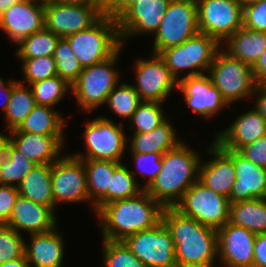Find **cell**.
Here are the masks:
<instances>
[{"mask_svg": "<svg viewBox=\"0 0 266 267\" xmlns=\"http://www.w3.org/2000/svg\"><path fill=\"white\" fill-rule=\"evenodd\" d=\"M221 267H253L256 234L231 223L217 230Z\"/></svg>", "mask_w": 266, "mask_h": 267, "instance_id": "cell-18", "label": "cell"}, {"mask_svg": "<svg viewBox=\"0 0 266 267\" xmlns=\"http://www.w3.org/2000/svg\"><path fill=\"white\" fill-rule=\"evenodd\" d=\"M163 104L162 102L142 101L128 122L131 132L147 133L163 123L167 119Z\"/></svg>", "mask_w": 266, "mask_h": 267, "instance_id": "cell-38", "label": "cell"}, {"mask_svg": "<svg viewBox=\"0 0 266 267\" xmlns=\"http://www.w3.org/2000/svg\"><path fill=\"white\" fill-rule=\"evenodd\" d=\"M240 2V4L242 5V7H245L249 4L255 3V2H259L262 0H238Z\"/></svg>", "mask_w": 266, "mask_h": 267, "instance_id": "cell-56", "label": "cell"}, {"mask_svg": "<svg viewBox=\"0 0 266 267\" xmlns=\"http://www.w3.org/2000/svg\"><path fill=\"white\" fill-rule=\"evenodd\" d=\"M104 267H146L123 241L102 239Z\"/></svg>", "mask_w": 266, "mask_h": 267, "instance_id": "cell-40", "label": "cell"}, {"mask_svg": "<svg viewBox=\"0 0 266 267\" xmlns=\"http://www.w3.org/2000/svg\"><path fill=\"white\" fill-rule=\"evenodd\" d=\"M162 222L175 244L177 267H219L217 230L202 225L174 208H164ZM217 259V260H216Z\"/></svg>", "mask_w": 266, "mask_h": 267, "instance_id": "cell-1", "label": "cell"}, {"mask_svg": "<svg viewBox=\"0 0 266 267\" xmlns=\"http://www.w3.org/2000/svg\"><path fill=\"white\" fill-rule=\"evenodd\" d=\"M266 135V119L253 107L239 115L228 128L215 134L214 143L220 149L240 151Z\"/></svg>", "mask_w": 266, "mask_h": 267, "instance_id": "cell-23", "label": "cell"}, {"mask_svg": "<svg viewBox=\"0 0 266 267\" xmlns=\"http://www.w3.org/2000/svg\"><path fill=\"white\" fill-rule=\"evenodd\" d=\"M18 195L17 187L0 185V225L8 222Z\"/></svg>", "mask_w": 266, "mask_h": 267, "instance_id": "cell-45", "label": "cell"}, {"mask_svg": "<svg viewBox=\"0 0 266 267\" xmlns=\"http://www.w3.org/2000/svg\"><path fill=\"white\" fill-rule=\"evenodd\" d=\"M65 138V135H40L17 129L7 135V140L36 165L53 164L59 159L63 155Z\"/></svg>", "mask_w": 266, "mask_h": 267, "instance_id": "cell-21", "label": "cell"}, {"mask_svg": "<svg viewBox=\"0 0 266 267\" xmlns=\"http://www.w3.org/2000/svg\"><path fill=\"white\" fill-rule=\"evenodd\" d=\"M124 122L116 124L107 116H98L87 120L83 139L86 153H73L81 160H102L122 163L125 149L128 147V136L125 133ZM128 140V141H127Z\"/></svg>", "mask_w": 266, "mask_h": 267, "instance_id": "cell-7", "label": "cell"}, {"mask_svg": "<svg viewBox=\"0 0 266 267\" xmlns=\"http://www.w3.org/2000/svg\"><path fill=\"white\" fill-rule=\"evenodd\" d=\"M221 45L231 57L253 67L266 48V32L242 27Z\"/></svg>", "mask_w": 266, "mask_h": 267, "instance_id": "cell-27", "label": "cell"}, {"mask_svg": "<svg viewBox=\"0 0 266 267\" xmlns=\"http://www.w3.org/2000/svg\"><path fill=\"white\" fill-rule=\"evenodd\" d=\"M45 2H56L66 5L101 4V0H46Z\"/></svg>", "mask_w": 266, "mask_h": 267, "instance_id": "cell-52", "label": "cell"}, {"mask_svg": "<svg viewBox=\"0 0 266 267\" xmlns=\"http://www.w3.org/2000/svg\"><path fill=\"white\" fill-rule=\"evenodd\" d=\"M187 142L162 155V169L147 193L163 208H173L183 194L199 180L202 155Z\"/></svg>", "mask_w": 266, "mask_h": 267, "instance_id": "cell-3", "label": "cell"}, {"mask_svg": "<svg viewBox=\"0 0 266 267\" xmlns=\"http://www.w3.org/2000/svg\"><path fill=\"white\" fill-rule=\"evenodd\" d=\"M252 72L257 85L266 84V48L252 67Z\"/></svg>", "mask_w": 266, "mask_h": 267, "instance_id": "cell-49", "label": "cell"}, {"mask_svg": "<svg viewBox=\"0 0 266 267\" xmlns=\"http://www.w3.org/2000/svg\"><path fill=\"white\" fill-rule=\"evenodd\" d=\"M87 175L88 195L96 212L105 204H108V189L114 169L119 162L102 160H83Z\"/></svg>", "mask_w": 266, "mask_h": 267, "instance_id": "cell-29", "label": "cell"}, {"mask_svg": "<svg viewBox=\"0 0 266 267\" xmlns=\"http://www.w3.org/2000/svg\"><path fill=\"white\" fill-rule=\"evenodd\" d=\"M170 119L147 133H133L128 142L130 153H165L178 147L182 142L179 139L176 127L173 126Z\"/></svg>", "mask_w": 266, "mask_h": 267, "instance_id": "cell-26", "label": "cell"}, {"mask_svg": "<svg viewBox=\"0 0 266 267\" xmlns=\"http://www.w3.org/2000/svg\"><path fill=\"white\" fill-rule=\"evenodd\" d=\"M138 0H101L103 15L117 19L132 3Z\"/></svg>", "mask_w": 266, "mask_h": 267, "instance_id": "cell-47", "label": "cell"}, {"mask_svg": "<svg viewBox=\"0 0 266 267\" xmlns=\"http://www.w3.org/2000/svg\"><path fill=\"white\" fill-rule=\"evenodd\" d=\"M29 86L36 105L50 106L53 108L69 94V91H72L71 85L58 75L31 83Z\"/></svg>", "mask_w": 266, "mask_h": 267, "instance_id": "cell-37", "label": "cell"}, {"mask_svg": "<svg viewBox=\"0 0 266 267\" xmlns=\"http://www.w3.org/2000/svg\"><path fill=\"white\" fill-rule=\"evenodd\" d=\"M133 68L136 82L132 85L141 101L164 103L172 90L178 88L177 80L158 54L151 53L145 59L137 58Z\"/></svg>", "mask_w": 266, "mask_h": 267, "instance_id": "cell-14", "label": "cell"}, {"mask_svg": "<svg viewBox=\"0 0 266 267\" xmlns=\"http://www.w3.org/2000/svg\"><path fill=\"white\" fill-rule=\"evenodd\" d=\"M171 0H138L116 19L122 46L137 35H154Z\"/></svg>", "mask_w": 266, "mask_h": 267, "instance_id": "cell-16", "label": "cell"}, {"mask_svg": "<svg viewBox=\"0 0 266 267\" xmlns=\"http://www.w3.org/2000/svg\"><path fill=\"white\" fill-rule=\"evenodd\" d=\"M56 215L52 208L18 195L11 216L5 225L19 234L22 232L29 235L47 233L58 227Z\"/></svg>", "mask_w": 266, "mask_h": 267, "instance_id": "cell-22", "label": "cell"}, {"mask_svg": "<svg viewBox=\"0 0 266 267\" xmlns=\"http://www.w3.org/2000/svg\"><path fill=\"white\" fill-rule=\"evenodd\" d=\"M243 27L266 32V0L243 7Z\"/></svg>", "mask_w": 266, "mask_h": 267, "instance_id": "cell-44", "label": "cell"}, {"mask_svg": "<svg viewBox=\"0 0 266 267\" xmlns=\"http://www.w3.org/2000/svg\"><path fill=\"white\" fill-rule=\"evenodd\" d=\"M53 107L36 105L17 128L20 132L40 135H66V118Z\"/></svg>", "mask_w": 266, "mask_h": 267, "instance_id": "cell-31", "label": "cell"}, {"mask_svg": "<svg viewBox=\"0 0 266 267\" xmlns=\"http://www.w3.org/2000/svg\"><path fill=\"white\" fill-rule=\"evenodd\" d=\"M51 183L55 210L60 203L88 202L95 213V206L90 202L88 195L83 160L64 153L52 164Z\"/></svg>", "mask_w": 266, "mask_h": 267, "instance_id": "cell-11", "label": "cell"}, {"mask_svg": "<svg viewBox=\"0 0 266 267\" xmlns=\"http://www.w3.org/2000/svg\"><path fill=\"white\" fill-rule=\"evenodd\" d=\"M22 62L21 73L23 79L18 80L20 83H31L57 76L56 62L53 56H42L35 58H18Z\"/></svg>", "mask_w": 266, "mask_h": 267, "instance_id": "cell-41", "label": "cell"}, {"mask_svg": "<svg viewBox=\"0 0 266 267\" xmlns=\"http://www.w3.org/2000/svg\"><path fill=\"white\" fill-rule=\"evenodd\" d=\"M253 267H266V234L256 235Z\"/></svg>", "mask_w": 266, "mask_h": 267, "instance_id": "cell-48", "label": "cell"}, {"mask_svg": "<svg viewBox=\"0 0 266 267\" xmlns=\"http://www.w3.org/2000/svg\"><path fill=\"white\" fill-rule=\"evenodd\" d=\"M52 164L35 165L28 172L17 189L19 195L34 203L52 208L55 211L51 183Z\"/></svg>", "mask_w": 266, "mask_h": 267, "instance_id": "cell-28", "label": "cell"}, {"mask_svg": "<svg viewBox=\"0 0 266 267\" xmlns=\"http://www.w3.org/2000/svg\"><path fill=\"white\" fill-rule=\"evenodd\" d=\"M123 242L146 267H177L175 244L162 221L154 228L129 236Z\"/></svg>", "mask_w": 266, "mask_h": 267, "instance_id": "cell-13", "label": "cell"}, {"mask_svg": "<svg viewBox=\"0 0 266 267\" xmlns=\"http://www.w3.org/2000/svg\"><path fill=\"white\" fill-rule=\"evenodd\" d=\"M0 267H29L25 255L9 262L0 263Z\"/></svg>", "mask_w": 266, "mask_h": 267, "instance_id": "cell-53", "label": "cell"}, {"mask_svg": "<svg viewBox=\"0 0 266 267\" xmlns=\"http://www.w3.org/2000/svg\"><path fill=\"white\" fill-rule=\"evenodd\" d=\"M21 0H0V16L13 4L20 2Z\"/></svg>", "mask_w": 266, "mask_h": 267, "instance_id": "cell-54", "label": "cell"}, {"mask_svg": "<svg viewBox=\"0 0 266 267\" xmlns=\"http://www.w3.org/2000/svg\"><path fill=\"white\" fill-rule=\"evenodd\" d=\"M15 80L11 78H8L6 82L3 78L0 76V96L3 97V104H2V110L3 112L6 111L7 105L9 103L11 94H12V84Z\"/></svg>", "mask_w": 266, "mask_h": 267, "instance_id": "cell-51", "label": "cell"}, {"mask_svg": "<svg viewBox=\"0 0 266 267\" xmlns=\"http://www.w3.org/2000/svg\"><path fill=\"white\" fill-rule=\"evenodd\" d=\"M222 98L231 107L245 98H253L257 86L252 67L220 49L207 73Z\"/></svg>", "mask_w": 266, "mask_h": 267, "instance_id": "cell-8", "label": "cell"}, {"mask_svg": "<svg viewBox=\"0 0 266 267\" xmlns=\"http://www.w3.org/2000/svg\"><path fill=\"white\" fill-rule=\"evenodd\" d=\"M123 163H119L114 169L108 189V203L137 196L144 190L137 181L135 171L128 169L129 167Z\"/></svg>", "mask_w": 266, "mask_h": 267, "instance_id": "cell-36", "label": "cell"}, {"mask_svg": "<svg viewBox=\"0 0 266 267\" xmlns=\"http://www.w3.org/2000/svg\"><path fill=\"white\" fill-rule=\"evenodd\" d=\"M60 37L46 28L22 39L15 50L16 58L53 56Z\"/></svg>", "mask_w": 266, "mask_h": 267, "instance_id": "cell-34", "label": "cell"}, {"mask_svg": "<svg viewBox=\"0 0 266 267\" xmlns=\"http://www.w3.org/2000/svg\"><path fill=\"white\" fill-rule=\"evenodd\" d=\"M198 29L223 44L243 27V7L238 0H196Z\"/></svg>", "mask_w": 266, "mask_h": 267, "instance_id": "cell-12", "label": "cell"}, {"mask_svg": "<svg viewBox=\"0 0 266 267\" xmlns=\"http://www.w3.org/2000/svg\"><path fill=\"white\" fill-rule=\"evenodd\" d=\"M211 145V146H210ZM205 150L209 160H201L199 181L212 191L229 198L236 174L233 161L213 142Z\"/></svg>", "mask_w": 266, "mask_h": 267, "instance_id": "cell-24", "label": "cell"}, {"mask_svg": "<svg viewBox=\"0 0 266 267\" xmlns=\"http://www.w3.org/2000/svg\"><path fill=\"white\" fill-rule=\"evenodd\" d=\"M45 28L44 1L22 0L0 16V30L14 44Z\"/></svg>", "mask_w": 266, "mask_h": 267, "instance_id": "cell-17", "label": "cell"}, {"mask_svg": "<svg viewBox=\"0 0 266 267\" xmlns=\"http://www.w3.org/2000/svg\"><path fill=\"white\" fill-rule=\"evenodd\" d=\"M35 165L6 140L0 160V185L18 187L25 175Z\"/></svg>", "mask_w": 266, "mask_h": 267, "instance_id": "cell-33", "label": "cell"}, {"mask_svg": "<svg viewBox=\"0 0 266 267\" xmlns=\"http://www.w3.org/2000/svg\"><path fill=\"white\" fill-rule=\"evenodd\" d=\"M177 89L183 93L185 105L204 118L217 116L224 108L231 109L207 73L181 78Z\"/></svg>", "mask_w": 266, "mask_h": 267, "instance_id": "cell-19", "label": "cell"}, {"mask_svg": "<svg viewBox=\"0 0 266 267\" xmlns=\"http://www.w3.org/2000/svg\"><path fill=\"white\" fill-rule=\"evenodd\" d=\"M66 39L83 68L105 61L122 47L117 21L106 15Z\"/></svg>", "mask_w": 266, "mask_h": 267, "instance_id": "cell-5", "label": "cell"}, {"mask_svg": "<svg viewBox=\"0 0 266 267\" xmlns=\"http://www.w3.org/2000/svg\"><path fill=\"white\" fill-rule=\"evenodd\" d=\"M221 47L216 39L199 32L182 44L163 50L159 55L165 61L171 75L179 82L181 78L208 73ZM186 70L189 72L180 78Z\"/></svg>", "mask_w": 266, "mask_h": 267, "instance_id": "cell-6", "label": "cell"}, {"mask_svg": "<svg viewBox=\"0 0 266 267\" xmlns=\"http://www.w3.org/2000/svg\"><path fill=\"white\" fill-rule=\"evenodd\" d=\"M53 58L56 62L58 76L72 85L80 76L83 67L66 38L59 39Z\"/></svg>", "mask_w": 266, "mask_h": 267, "instance_id": "cell-39", "label": "cell"}, {"mask_svg": "<svg viewBox=\"0 0 266 267\" xmlns=\"http://www.w3.org/2000/svg\"><path fill=\"white\" fill-rule=\"evenodd\" d=\"M123 47L105 61L84 67L71 85V94L76 98L78 111L90 113L105 105L109 93L121 82V73L116 64Z\"/></svg>", "mask_w": 266, "mask_h": 267, "instance_id": "cell-4", "label": "cell"}, {"mask_svg": "<svg viewBox=\"0 0 266 267\" xmlns=\"http://www.w3.org/2000/svg\"><path fill=\"white\" fill-rule=\"evenodd\" d=\"M163 207L146 190L137 196L103 205L96 216L102 239L124 241L162 221Z\"/></svg>", "mask_w": 266, "mask_h": 267, "instance_id": "cell-2", "label": "cell"}, {"mask_svg": "<svg viewBox=\"0 0 266 267\" xmlns=\"http://www.w3.org/2000/svg\"><path fill=\"white\" fill-rule=\"evenodd\" d=\"M59 233L58 228H55L47 233L29 235L24 248L29 267H62L65 240L62 233Z\"/></svg>", "mask_w": 266, "mask_h": 267, "instance_id": "cell-25", "label": "cell"}, {"mask_svg": "<svg viewBox=\"0 0 266 267\" xmlns=\"http://www.w3.org/2000/svg\"><path fill=\"white\" fill-rule=\"evenodd\" d=\"M162 155L163 153H131V157L135 167L136 172L142 174L141 176H146V181L142 188L145 190L148 188L153 181L156 179L158 173L162 169Z\"/></svg>", "mask_w": 266, "mask_h": 267, "instance_id": "cell-43", "label": "cell"}, {"mask_svg": "<svg viewBox=\"0 0 266 267\" xmlns=\"http://www.w3.org/2000/svg\"><path fill=\"white\" fill-rule=\"evenodd\" d=\"M253 96L256 99L254 108L266 119V84L257 85Z\"/></svg>", "mask_w": 266, "mask_h": 267, "instance_id": "cell-50", "label": "cell"}, {"mask_svg": "<svg viewBox=\"0 0 266 267\" xmlns=\"http://www.w3.org/2000/svg\"><path fill=\"white\" fill-rule=\"evenodd\" d=\"M230 202L197 180L173 207L180 214L218 230L228 223Z\"/></svg>", "mask_w": 266, "mask_h": 267, "instance_id": "cell-10", "label": "cell"}, {"mask_svg": "<svg viewBox=\"0 0 266 267\" xmlns=\"http://www.w3.org/2000/svg\"><path fill=\"white\" fill-rule=\"evenodd\" d=\"M239 153L259 167L266 168V135L244 146Z\"/></svg>", "mask_w": 266, "mask_h": 267, "instance_id": "cell-46", "label": "cell"}, {"mask_svg": "<svg viewBox=\"0 0 266 267\" xmlns=\"http://www.w3.org/2000/svg\"><path fill=\"white\" fill-rule=\"evenodd\" d=\"M6 140H7V135L1 132L0 133V160L3 154V147H4V143Z\"/></svg>", "mask_w": 266, "mask_h": 267, "instance_id": "cell-55", "label": "cell"}, {"mask_svg": "<svg viewBox=\"0 0 266 267\" xmlns=\"http://www.w3.org/2000/svg\"><path fill=\"white\" fill-rule=\"evenodd\" d=\"M228 223L244 227L254 234H266V198L232 203Z\"/></svg>", "mask_w": 266, "mask_h": 267, "instance_id": "cell-30", "label": "cell"}, {"mask_svg": "<svg viewBox=\"0 0 266 267\" xmlns=\"http://www.w3.org/2000/svg\"><path fill=\"white\" fill-rule=\"evenodd\" d=\"M199 33L196 0H171L154 34L152 52L178 46Z\"/></svg>", "mask_w": 266, "mask_h": 267, "instance_id": "cell-9", "label": "cell"}, {"mask_svg": "<svg viewBox=\"0 0 266 267\" xmlns=\"http://www.w3.org/2000/svg\"><path fill=\"white\" fill-rule=\"evenodd\" d=\"M221 150L233 161L236 174V180L228 198L230 204L266 198V168L247 160L238 151Z\"/></svg>", "mask_w": 266, "mask_h": 267, "instance_id": "cell-20", "label": "cell"}, {"mask_svg": "<svg viewBox=\"0 0 266 267\" xmlns=\"http://www.w3.org/2000/svg\"><path fill=\"white\" fill-rule=\"evenodd\" d=\"M35 106L36 101L30 86L16 79L12 84V94L7 109L3 113L5 129L8 132L17 129Z\"/></svg>", "mask_w": 266, "mask_h": 267, "instance_id": "cell-32", "label": "cell"}, {"mask_svg": "<svg viewBox=\"0 0 266 267\" xmlns=\"http://www.w3.org/2000/svg\"><path fill=\"white\" fill-rule=\"evenodd\" d=\"M139 94L129 83L120 82L108 95L105 105L122 119L128 122L141 103Z\"/></svg>", "mask_w": 266, "mask_h": 267, "instance_id": "cell-35", "label": "cell"}, {"mask_svg": "<svg viewBox=\"0 0 266 267\" xmlns=\"http://www.w3.org/2000/svg\"><path fill=\"white\" fill-rule=\"evenodd\" d=\"M25 237L6 225H0V263L24 256Z\"/></svg>", "mask_w": 266, "mask_h": 267, "instance_id": "cell-42", "label": "cell"}, {"mask_svg": "<svg viewBox=\"0 0 266 267\" xmlns=\"http://www.w3.org/2000/svg\"><path fill=\"white\" fill-rule=\"evenodd\" d=\"M45 28L66 38L92 26L103 14L101 4L66 5L44 2Z\"/></svg>", "mask_w": 266, "mask_h": 267, "instance_id": "cell-15", "label": "cell"}]
</instances>
